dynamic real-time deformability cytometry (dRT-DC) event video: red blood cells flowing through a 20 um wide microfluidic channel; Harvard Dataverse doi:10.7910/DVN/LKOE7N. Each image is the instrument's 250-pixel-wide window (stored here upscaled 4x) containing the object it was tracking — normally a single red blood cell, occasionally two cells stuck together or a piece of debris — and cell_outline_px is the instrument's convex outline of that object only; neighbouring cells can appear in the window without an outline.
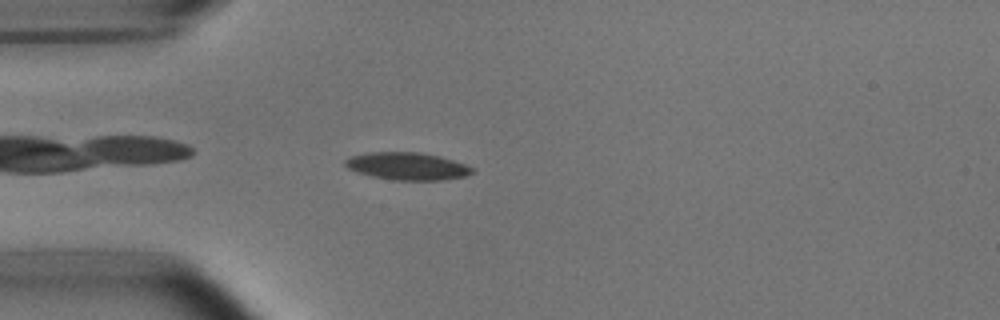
{"species": "common noctule bat (a hibernating species)", "species_latin": "Nyctalus noctula", "temperature_condition": "room temperature", "stored_images_in_passage": 43, "camera_frame_rate_fps": 3000, "um_per_image_px": 0.085, "animal": {"sex": "male", "body_mass_g": 15.6}, "frame": {"image": 1, "passage_image": 4, "time_ms": 1.0, "image_size_px": [1000, 320], "cell_outline_px": [[468, 172], [452, 176], [388, 176], [372, 172], [360, 168], [352, 164], [352, 160], [368, 156], [424, 156], [456, 164], [464, 168]], "centroid_in_image_um": [34.71, 14.13], "position_along_channel_um": 50.3, "area_um2": 13.06}}
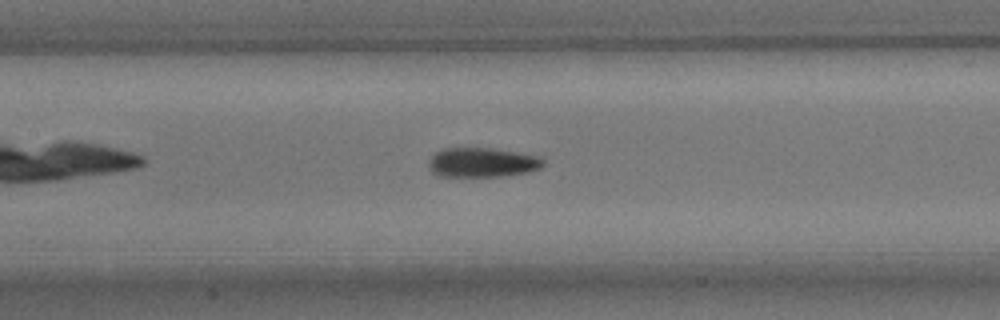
{"frame": {"image": 2, "passage_image": 14, "time_ms": 4.333, "image_size_px": [1000, 320], "cell_outline_px": [[536, 164], [528, 168], [508, 172], [452, 172], [440, 168], [436, 164], [436, 160], [440, 156], [452, 152], [488, 152], [516, 156], [532, 160]], "centroid_in_image_um": [40.99, 13.8], "position_along_channel_um": 166.4, "area_um2": 11.73}}
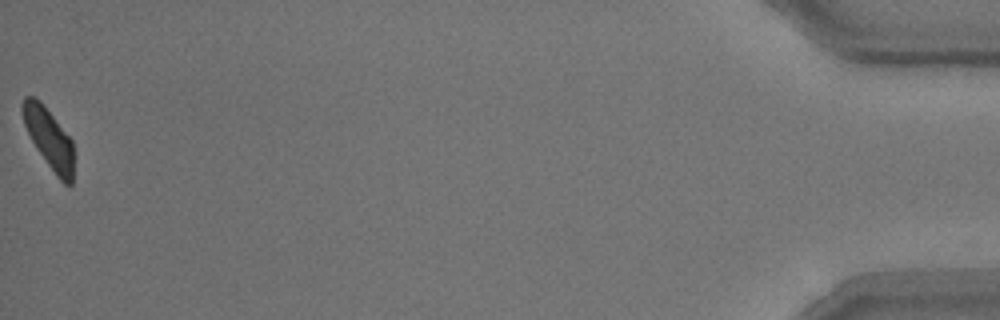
{"frame": {"image": 3, "passage_image": 43, "time_ms": 14.0, "image_size_px": [1000, 320], "cell_outline_px": [[72, 180], [68, 184], [56, 172], [36, 144], [24, 120], [24, 100], [28, 96], [36, 100], [48, 112], [68, 136], [72, 144]], "centroid_in_image_um": [4.21, 11.75], "position_along_channel_um": 431.0, "area_um2": 15.32}, "authors_computed_cell_mechanics": {"area_um2": 13.005, "velocity_mm_per_s": 3.7471, "shape_relaxation_time_tau1_ms": null, "shape_relaxation_time_tau2_ms": 9.9771, "deformation_change_tau1": null, "deformation_change_tau2": 0.1839}}